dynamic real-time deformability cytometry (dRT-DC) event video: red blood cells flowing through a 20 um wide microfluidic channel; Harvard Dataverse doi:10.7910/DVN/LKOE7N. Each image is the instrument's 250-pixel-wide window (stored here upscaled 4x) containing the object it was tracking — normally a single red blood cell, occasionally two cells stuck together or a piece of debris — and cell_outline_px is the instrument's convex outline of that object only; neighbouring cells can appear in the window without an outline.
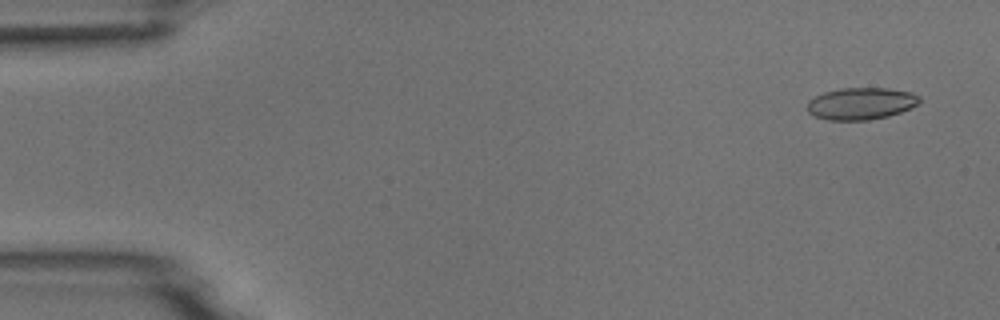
{"species": "common noctule bat (a hibernating species)", "species_latin": "Nyctalus noctula", "temperature_condition": "room temperature", "stored_images_in_passage": 14, "camera_frame_rate_fps": 3000, "um_per_image_px": 0.085, "animal": {"sex": "male", "body_mass_g": 18.8}, "frame": {"image": 1, "passage_image": 1, "time_ms": 0.0, "image_size_px": [1000, 320], "cell_outline_px": [[920, 100], [916, 104], [900, 112], [888, 116], [868, 120], [828, 120], [816, 116], [808, 112], [804, 108], [808, 100], [824, 92], [840, 88], [888, 88], [912, 92], [920, 96]], "centroid_in_image_um": [73.14, 8.8], "position_along_channel_um": 11.9, "area_um2": 20.98}}
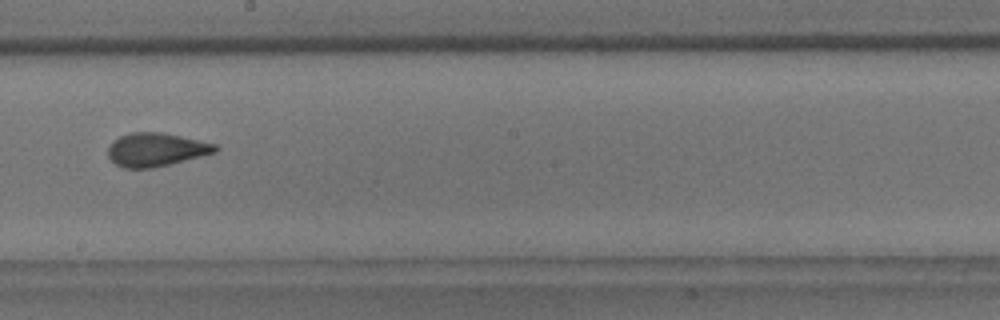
{"frame": {"image": 2, "passage_image": 8, "time_ms": 9.0, "image_size_px": [1000, 320], "cell_outline_px": [[220, 148], [216, 152], [152, 168], [124, 168], [116, 164], [108, 156], [108, 148], [112, 140], [128, 132], [160, 132], [180, 136], [216, 144]], "centroid_in_image_um": [13.23, 12.71], "position_along_channel_um": 235.0, "area_um2": 20.75}}
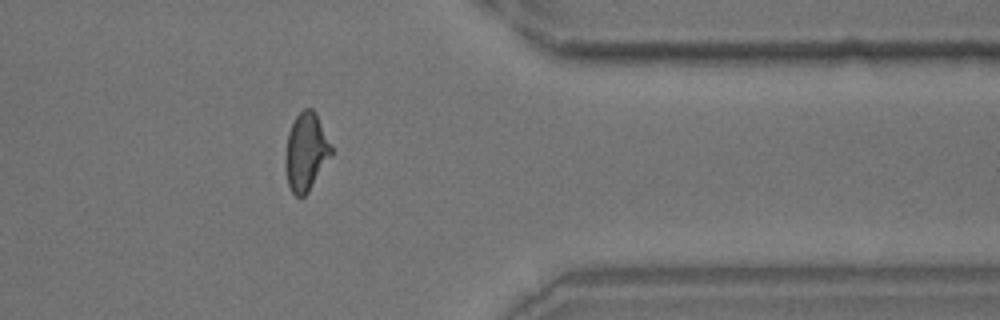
{"frame": {"image": 3, "passage_image": 12, "time_ms": 13.333, "image_size_px": [1000, 320], "cell_outline_px": [[332, 156], [308, 192], [300, 200], [292, 192], [288, 184], [284, 168], [284, 156], [288, 132], [296, 116], [304, 108], [312, 108], [316, 112], [332, 148]], "centroid_in_image_um": [25.99, 12.94], "position_along_channel_um": 385.4, "area_um2": 21.1}}